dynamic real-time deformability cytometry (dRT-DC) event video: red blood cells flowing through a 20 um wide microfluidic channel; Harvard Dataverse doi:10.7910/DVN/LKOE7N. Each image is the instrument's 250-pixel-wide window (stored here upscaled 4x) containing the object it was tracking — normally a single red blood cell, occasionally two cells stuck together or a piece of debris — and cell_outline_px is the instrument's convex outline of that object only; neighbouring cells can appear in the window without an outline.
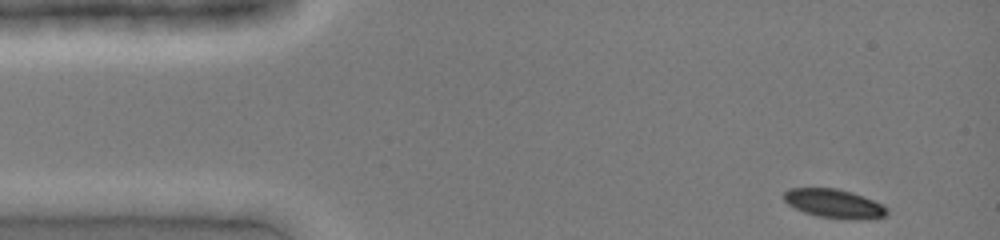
{"species": "common noctule bat (a hibernating species)", "species_latin": "Nyctalus noctula", "temperature_condition": "cold", "stored_images_in_passage": 36, "camera_frame_rate_fps": 3000, "um_per_image_px": 0.085, "animal": {"sex": "female", "body_mass_g": 19.0, "forearm_length_mm": 51.5}, "frame": {"image": 1, "passage_image": 1, "time_ms": 0.0, "image_size_px": [1000, 240], "cell_outline_px": [[888, 212], [884, 216], [848, 220], [816, 216], [804, 212], [788, 204], [784, 200], [784, 192], [788, 188], [836, 188], [852, 192], [872, 200], [888, 208]], "centroid_in_image_um": [70.86, 17.3], "position_along_channel_um": 14.1, "area_um2": 17.17}}
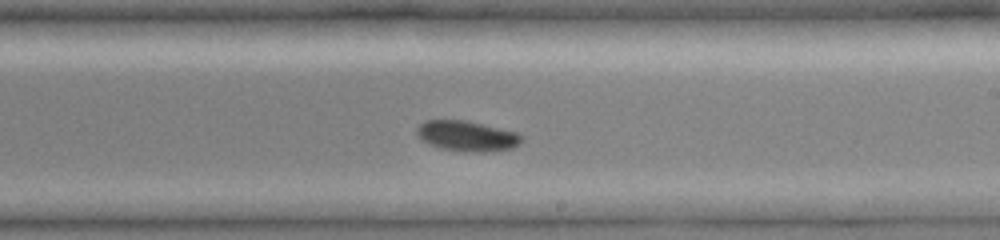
{"frame": {"image": 2, "passage_image": 22, "time_ms": 7.0, "image_size_px": [1000, 240], "cell_outline_px": [[524, 140], [520, 144], [512, 148], [484, 152], [480, 152], [440, 148], [428, 144], [416, 136], [416, 128], [424, 120], [464, 120], [520, 132], [524, 136]], "centroid_in_image_um": [39.72, 11.55], "position_along_channel_um": 249.3, "area_um2": 18.73}}
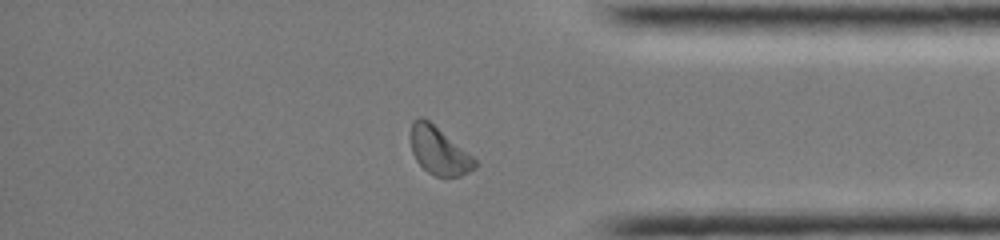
{"frame": {"image": 3, "passage_image": 32, "time_ms": 10.333, "image_size_px": [1000, 240], "cell_outline_px": [[476, 168], [460, 176], [436, 176], [428, 172], [416, 160], [412, 152], [412, 120], [416, 116], [424, 116], [472, 156], [476, 160]], "centroid_in_image_um": [37.3, 12.8], "position_along_channel_um": 397.9, "area_um2": 17.51}}